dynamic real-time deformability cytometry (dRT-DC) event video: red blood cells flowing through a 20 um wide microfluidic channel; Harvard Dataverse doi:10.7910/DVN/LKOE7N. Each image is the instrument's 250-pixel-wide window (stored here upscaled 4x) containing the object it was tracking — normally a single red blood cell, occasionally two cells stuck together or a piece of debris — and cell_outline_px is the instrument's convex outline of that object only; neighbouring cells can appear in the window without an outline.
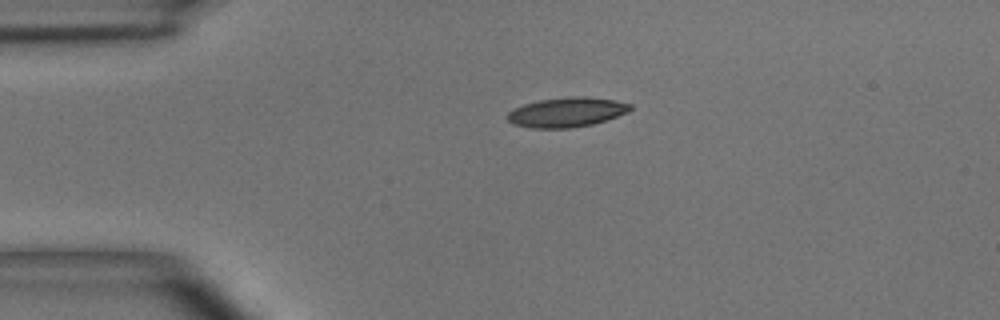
{"species": "common noctule bat (a hibernating species)", "species_latin": "Nyctalus noctula", "temperature_condition": "room temperature", "stored_images_in_passage": 2, "camera_frame_rate_fps": 3000, "um_per_image_px": 0.085, "animal": {"sex": "male", "body_mass_g": 15.6}, "frame": {"image": 1, "passage_image": 1, "time_ms": 0.0, "image_size_px": [1000, 320], "cell_outline_px": [[632, 108], [628, 112], [592, 124], [572, 128], [532, 128], [512, 124], [508, 120], [508, 112], [512, 108], [524, 104], [540, 100], [572, 96], [584, 96], [616, 100], [632, 104]], "centroid_in_image_um": [48.16, 9.53], "position_along_channel_um": 36.8, "area_um2": 21.21}}